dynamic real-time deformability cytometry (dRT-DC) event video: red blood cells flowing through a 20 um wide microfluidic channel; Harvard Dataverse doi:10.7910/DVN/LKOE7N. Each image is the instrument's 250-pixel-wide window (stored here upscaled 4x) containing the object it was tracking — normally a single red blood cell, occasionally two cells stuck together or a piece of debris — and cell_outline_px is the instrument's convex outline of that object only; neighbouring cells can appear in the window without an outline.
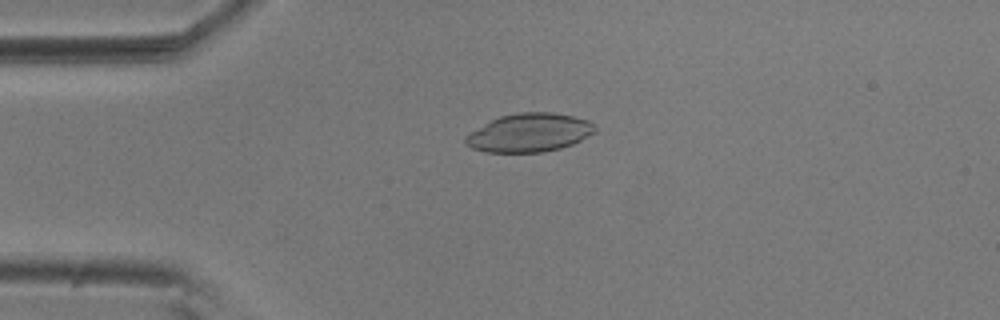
{"species": "common noctule bat (a hibernating species)", "species_latin": "Nyctalus noctula", "temperature_condition": "room temperature", "stored_images_in_passage": 55, "camera_frame_rate_fps": 3000, "um_per_image_px": 0.085, "animal": {"sex": "male", "body_mass_g": 20.5, "forearm_length_mm": 52.5}, "frame": {"image": 1, "passage_image": 13, "time_ms": 4.0, "image_size_px": [1000, 320], "cell_outline_px": [[596, 132], [572, 144], [560, 148], [544, 152], [484, 152], [472, 148], [464, 144], [464, 136], [492, 120], [500, 116], [520, 112], [552, 112], [572, 116], [588, 120], [596, 128]], "centroid_in_image_um": [44.98, 11.28], "position_along_channel_um": 40.0, "area_um2": 28.9}}
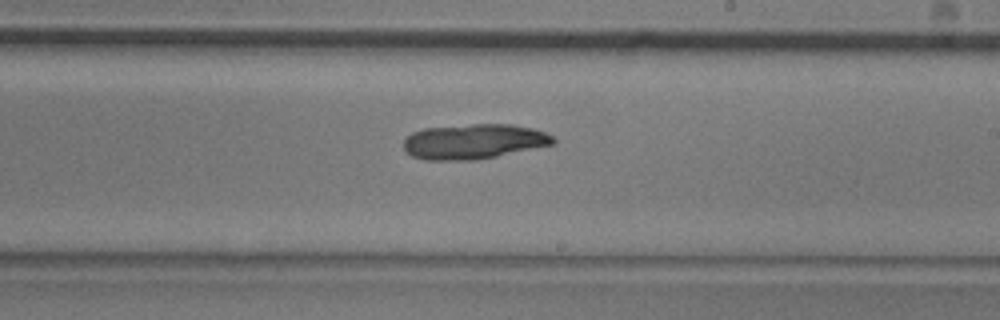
{"frame": {"image": 2, "passage_image": 32, "time_ms": 10.333, "image_size_px": [1000, 320], "cell_outline_px": [[556, 140], [552, 144], [496, 156], [476, 160], [424, 160], [412, 156], [404, 148], [404, 140], [412, 132], [424, 128], [472, 124], [512, 124], [532, 128], [544, 132], [552, 136]], "centroid_in_image_um": [40.24, 12.02], "position_along_channel_um": 248.8, "area_um2": 30.35}}
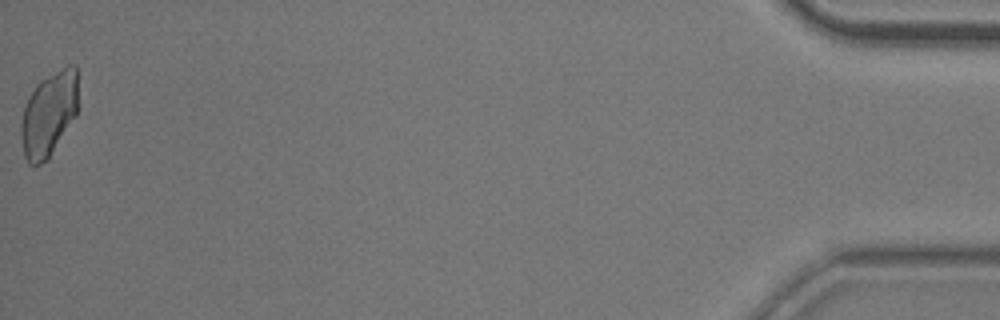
{"frame": {"image": 3, "passage_image": 55, "time_ms": 18.0, "image_size_px": [1000, 320], "cell_outline_px": [[76, 116], [48, 160], [40, 164], [28, 164], [24, 156], [20, 132], [20, 124], [24, 108], [28, 96], [36, 84], [40, 80], [68, 64], [76, 64]], "centroid_in_image_um": [4.12, 9.71], "position_along_channel_um": 431.1, "area_um2": 28.15}}